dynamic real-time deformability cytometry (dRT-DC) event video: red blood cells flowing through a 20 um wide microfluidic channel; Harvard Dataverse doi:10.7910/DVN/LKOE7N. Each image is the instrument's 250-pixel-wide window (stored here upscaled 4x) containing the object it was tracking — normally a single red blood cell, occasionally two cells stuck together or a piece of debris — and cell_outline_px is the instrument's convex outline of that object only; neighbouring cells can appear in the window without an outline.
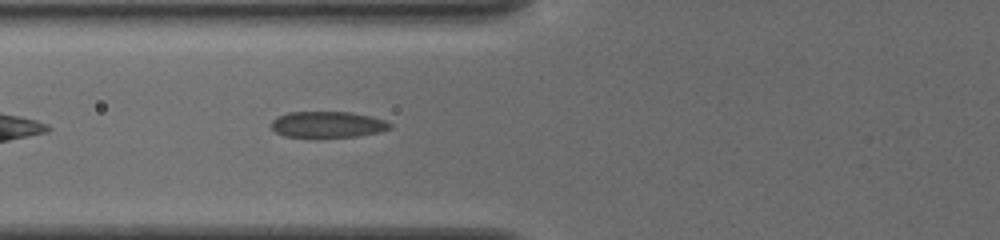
{"species": "common noctule bat (a hibernating species)", "species_latin": "Nyctalus noctula", "temperature_condition": "cold", "stored_images_in_passage": 37, "camera_frame_rate_fps": 3000, "um_per_image_px": 0.085, "animal": {"sex": "female", "body_mass_g": 19.5, "forearm_length_mm": 54.1}, "frame": {"image": 1, "passage_image": 5, "time_ms": 1.333, "image_size_px": [1000, 240], "cell_outline_px": [[392, 128], [380, 132], [356, 136], [284, 136], [276, 132], [272, 128], [272, 120], [276, 116], [288, 112], [352, 112], [372, 116], [384, 120], [392, 124]], "centroid_in_image_um": [27.87, 10.56], "position_along_channel_um": 97.9, "area_um2": 17.92}}
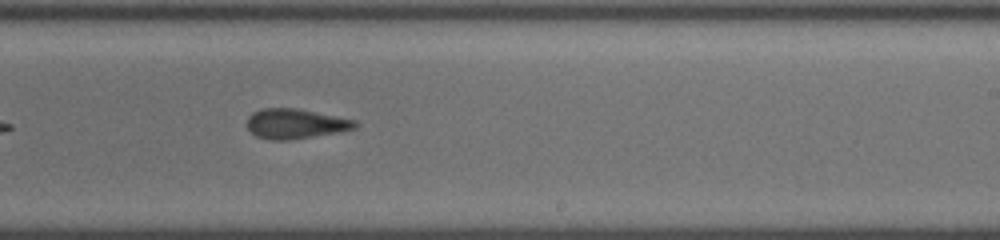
{"frame": {"image": 2, "passage_image": 18, "time_ms": 5.667, "image_size_px": [1000, 240], "cell_outline_px": [[360, 124], [356, 128], [336, 132], [288, 140], [272, 140], [256, 136], [248, 128], [248, 116], [252, 112], [260, 108], [296, 108], [356, 120]], "centroid_in_image_um": [25.1, 10.5], "position_along_channel_um": 263.9, "area_um2": 18.67}}
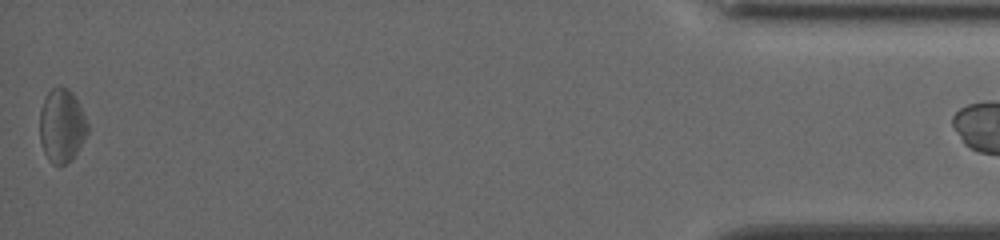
{"frame": {"image": 3, "passage_image": 37, "time_ms": 12.0, "image_size_px": [1000, 240], "cell_outline_px": [[88, 132], [72, 160], [64, 164], [52, 164], [48, 160], [40, 144], [40, 108], [48, 92], [52, 88], [60, 84], [68, 88], [72, 92], [88, 124]], "centroid_in_image_um": [5.23, 10.68], "position_along_channel_um": 430.0, "area_um2": 20.52}, "authors_computed_cell_mechanics": {"area_um2": 19.3052, "velocity_mm_per_s": 3.8253, "shape_relaxation_time_tau1_ms": 2.8442, "shape_relaxation_time_tau2_ms": 3.148, "deformation_change_tau1": 0.0927, "deformation_change_tau2": 0.1059}}